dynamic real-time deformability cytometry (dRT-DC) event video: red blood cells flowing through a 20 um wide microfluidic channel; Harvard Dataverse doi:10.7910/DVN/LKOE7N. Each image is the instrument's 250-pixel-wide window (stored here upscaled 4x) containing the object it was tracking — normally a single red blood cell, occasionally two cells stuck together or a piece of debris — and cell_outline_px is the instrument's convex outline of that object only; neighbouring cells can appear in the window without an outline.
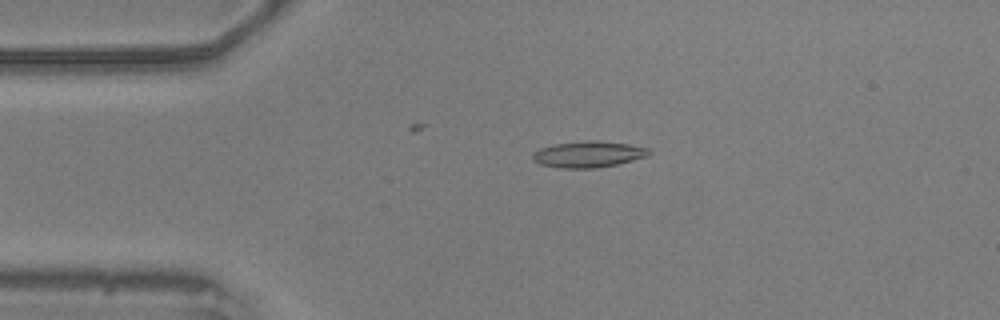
{"species": "common noctule bat (a hibernating species)", "species_latin": "Nyctalus noctula", "temperature_condition": "warm", "stored_images_in_passage": 50, "camera_frame_rate_fps": 3000, "um_per_image_px": 0.085, "animal": {"sex": "male", "body_mass_g": 20.5, "forearm_length_mm": 52.5}, "frame": {"image": 1, "passage_image": 6, "time_ms": 1.667, "image_size_px": [1000, 320], "cell_outline_px": [[652, 152], [648, 156], [616, 164], [596, 168], [560, 168], [540, 164], [532, 160], [532, 152], [540, 148], [556, 144], [588, 140], [628, 144], [648, 148]], "centroid_in_image_um": [49.98, 13.12], "position_along_channel_um": 35.0, "area_um2": 17.63}}
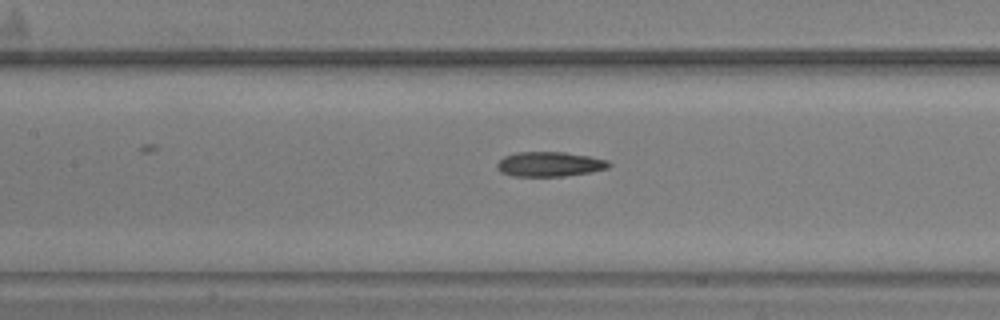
{"frame": {"image": 2, "passage_image": 19, "time_ms": 6.0, "image_size_px": [1000, 320], "cell_outline_px": [[612, 164], [608, 168], [592, 172], [564, 176], [512, 176], [500, 172], [496, 168], [496, 164], [504, 156], [516, 152], [564, 152], [588, 156], [608, 160]], "centroid_in_image_um": [46.71, 13.96], "position_along_channel_um": 160.7, "area_um2": 16.24}}
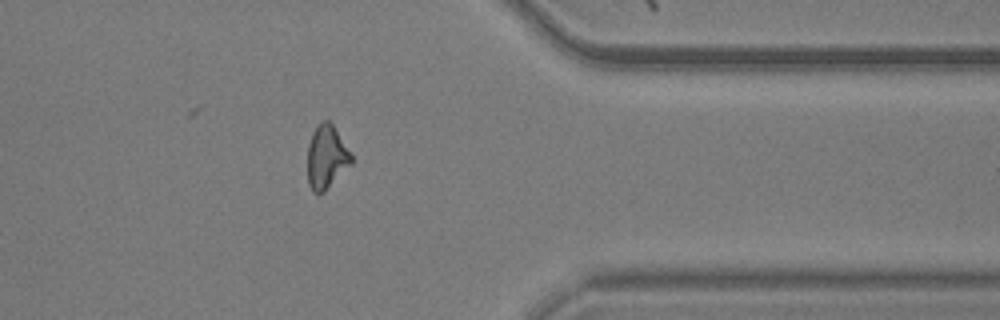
{"frame": {"image": 3, "passage_image": 39, "time_ms": 12.667, "image_size_px": [1000, 320], "cell_outline_px": [[352, 164], [324, 192], [312, 192], [308, 184], [308, 144], [312, 132], [324, 120], [328, 120], [332, 124], [352, 156]], "centroid_in_image_um": [27.74, 13.38], "position_along_channel_um": 383.7, "area_um2": 15.95}, "authors_computed_cell_mechanics": {"area_um2": 16.4152, "velocity_mm_per_s": 3.5811, "shape_relaxation_time_tau1_ms": null, "shape_relaxation_time_tau2_ms": 8.7816, "deformation_change_tau1": null, "deformation_change_tau2": 0.1899}}